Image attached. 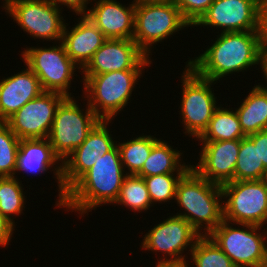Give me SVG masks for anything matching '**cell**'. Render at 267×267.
<instances>
[{
	"mask_svg": "<svg viewBox=\"0 0 267 267\" xmlns=\"http://www.w3.org/2000/svg\"><path fill=\"white\" fill-rule=\"evenodd\" d=\"M197 164L191 167L209 182L223 185L234 181V171L240 149V140L200 142Z\"/></svg>",
	"mask_w": 267,
	"mask_h": 267,
	"instance_id": "18",
	"label": "cell"
},
{
	"mask_svg": "<svg viewBox=\"0 0 267 267\" xmlns=\"http://www.w3.org/2000/svg\"><path fill=\"white\" fill-rule=\"evenodd\" d=\"M247 137L254 144H258L259 160H262L264 167L267 168V129L249 134Z\"/></svg>",
	"mask_w": 267,
	"mask_h": 267,
	"instance_id": "34",
	"label": "cell"
},
{
	"mask_svg": "<svg viewBox=\"0 0 267 267\" xmlns=\"http://www.w3.org/2000/svg\"><path fill=\"white\" fill-rule=\"evenodd\" d=\"M77 101L72 96L59 104L47 138L62 162L85 141L100 121L88 104L83 110Z\"/></svg>",
	"mask_w": 267,
	"mask_h": 267,
	"instance_id": "7",
	"label": "cell"
},
{
	"mask_svg": "<svg viewBox=\"0 0 267 267\" xmlns=\"http://www.w3.org/2000/svg\"><path fill=\"white\" fill-rule=\"evenodd\" d=\"M159 140L154 135H137L130 140L117 141L120 159L127 175H136L150 155L153 145ZM125 141V142H124ZM119 142V143H118ZM127 168V169H126Z\"/></svg>",
	"mask_w": 267,
	"mask_h": 267,
	"instance_id": "25",
	"label": "cell"
},
{
	"mask_svg": "<svg viewBox=\"0 0 267 267\" xmlns=\"http://www.w3.org/2000/svg\"><path fill=\"white\" fill-rule=\"evenodd\" d=\"M200 236L186 219L171 214L142 236L140 247L151 253H162L163 257L160 256L157 262H188L184 250L188 251L187 254L191 252Z\"/></svg>",
	"mask_w": 267,
	"mask_h": 267,
	"instance_id": "12",
	"label": "cell"
},
{
	"mask_svg": "<svg viewBox=\"0 0 267 267\" xmlns=\"http://www.w3.org/2000/svg\"><path fill=\"white\" fill-rule=\"evenodd\" d=\"M182 73L180 122L185 129L184 134L195 140L208 127L214 112L220 106L212 88L217 82L199 76L187 64Z\"/></svg>",
	"mask_w": 267,
	"mask_h": 267,
	"instance_id": "6",
	"label": "cell"
},
{
	"mask_svg": "<svg viewBox=\"0 0 267 267\" xmlns=\"http://www.w3.org/2000/svg\"><path fill=\"white\" fill-rule=\"evenodd\" d=\"M15 226L6 217L0 214V247L6 248L13 237Z\"/></svg>",
	"mask_w": 267,
	"mask_h": 267,
	"instance_id": "35",
	"label": "cell"
},
{
	"mask_svg": "<svg viewBox=\"0 0 267 267\" xmlns=\"http://www.w3.org/2000/svg\"><path fill=\"white\" fill-rule=\"evenodd\" d=\"M173 202L184 210L175 215L186 219L201 236L209 235L224 220L221 185L209 182L192 167L179 180Z\"/></svg>",
	"mask_w": 267,
	"mask_h": 267,
	"instance_id": "3",
	"label": "cell"
},
{
	"mask_svg": "<svg viewBox=\"0 0 267 267\" xmlns=\"http://www.w3.org/2000/svg\"><path fill=\"white\" fill-rule=\"evenodd\" d=\"M6 15L34 39L62 40L65 23L61 9L50 0H2Z\"/></svg>",
	"mask_w": 267,
	"mask_h": 267,
	"instance_id": "10",
	"label": "cell"
},
{
	"mask_svg": "<svg viewBox=\"0 0 267 267\" xmlns=\"http://www.w3.org/2000/svg\"><path fill=\"white\" fill-rule=\"evenodd\" d=\"M216 36L203 53L186 62L199 76L220 82L229 74L259 65V31L218 32Z\"/></svg>",
	"mask_w": 267,
	"mask_h": 267,
	"instance_id": "1",
	"label": "cell"
},
{
	"mask_svg": "<svg viewBox=\"0 0 267 267\" xmlns=\"http://www.w3.org/2000/svg\"><path fill=\"white\" fill-rule=\"evenodd\" d=\"M260 2L261 0H214L193 28L216 27L221 33L259 31Z\"/></svg>",
	"mask_w": 267,
	"mask_h": 267,
	"instance_id": "13",
	"label": "cell"
},
{
	"mask_svg": "<svg viewBox=\"0 0 267 267\" xmlns=\"http://www.w3.org/2000/svg\"><path fill=\"white\" fill-rule=\"evenodd\" d=\"M50 47H26L21 55L22 61L38 77L43 91L57 92L66 97L70 93L71 81L75 78L78 67L67 55L62 42ZM69 91V92H68Z\"/></svg>",
	"mask_w": 267,
	"mask_h": 267,
	"instance_id": "8",
	"label": "cell"
},
{
	"mask_svg": "<svg viewBox=\"0 0 267 267\" xmlns=\"http://www.w3.org/2000/svg\"><path fill=\"white\" fill-rule=\"evenodd\" d=\"M85 14L107 39H132L135 1L126 5L117 0H93Z\"/></svg>",
	"mask_w": 267,
	"mask_h": 267,
	"instance_id": "19",
	"label": "cell"
},
{
	"mask_svg": "<svg viewBox=\"0 0 267 267\" xmlns=\"http://www.w3.org/2000/svg\"><path fill=\"white\" fill-rule=\"evenodd\" d=\"M189 254L191 256V262L188 261L189 266L192 263L191 265L195 267H235L232 260L208 235L200 236Z\"/></svg>",
	"mask_w": 267,
	"mask_h": 267,
	"instance_id": "29",
	"label": "cell"
},
{
	"mask_svg": "<svg viewBox=\"0 0 267 267\" xmlns=\"http://www.w3.org/2000/svg\"><path fill=\"white\" fill-rule=\"evenodd\" d=\"M132 39H107L81 70L84 75H98L121 70H143L152 65Z\"/></svg>",
	"mask_w": 267,
	"mask_h": 267,
	"instance_id": "16",
	"label": "cell"
},
{
	"mask_svg": "<svg viewBox=\"0 0 267 267\" xmlns=\"http://www.w3.org/2000/svg\"><path fill=\"white\" fill-rule=\"evenodd\" d=\"M190 26L173 0L135 2L132 40L148 57L153 45Z\"/></svg>",
	"mask_w": 267,
	"mask_h": 267,
	"instance_id": "5",
	"label": "cell"
},
{
	"mask_svg": "<svg viewBox=\"0 0 267 267\" xmlns=\"http://www.w3.org/2000/svg\"><path fill=\"white\" fill-rule=\"evenodd\" d=\"M20 139L6 122H0V177L15 176Z\"/></svg>",
	"mask_w": 267,
	"mask_h": 267,
	"instance_id": "31",
	"label": "cell"
},
{
	"mask_svg": "<svg viewBox=\"0 0 267 267\" xmlns=\"http://www.w3.org/2000/svg\"><path fill=\"white\" fill-rule=\"evenodd\" d=\"M49 169H52L53 176L57 179L56 182L59 188L55 207L60 208L66 198V192L62 184L61 159L54 153L47 138L21 139L19 142L15 175L22 171V173H36L40 176V174L46 173Z\"/></svg>",
	"mask_w": 267,
	"mask_h": 267,
	"instance_id": "17",
	"label": "cell"
},
{
	"mask_svg": "<svg viewBox=\"0 0 267 267\" xmlns=\"http://www.w3.org/2000/svg\"><path fill=\"white\" fill-rule=\"evenodd\" d=\"M66 98L57 92H42L28 101L6 123L21 139L48 138L59 104Z\"/></svg>",
	"mask_w": 267,
	"mask_h": 267,
	"instance_id": "14",
	"label": "cell"
},
{
	"mask_svg": "<svg viewBox=\"0 0 267 267\" xmlns=\"http://www.w3.org/2000/svg\"><path fill=\"white\" fill-rule=\"evenodd\" d=\"M266 223H267V221H266ZM263 229H265L266 231H267V225L266 226H264V228Z\"/></svg>",
	"mask_w": 267,
	"mask_h": 267,
	"instance_id": "42",
	"label": "cell"
},
{
	"mask_svg": "<svg viewBox=\"0 0 267 267\" xmlns=\"http://www.w3.org/2000/svg\"><path fill=\"white\" fill-rule=\"evenodd\" d=\"M135 2H154V1H169V0H134Z\"/></svg>",
	"mask_w": 267,
	"mask_h": 267,
	"instance_id": "40",
	"label": "cell"
},
{
	"mask_svg": "<svg viewBox=\"0 0 267 267\" xmlns=\"http://www.w3.org/2000/svg\"><path fill=\"white\" fill-rule=\"evenodd\" d=\"M143 71V72H142ZM144 70H121L83 75L84 101L100 120H113L131 101ZM86 96V97H85ZM87 98V99H85Z\"/></svg>",
	"mask_w": 267,
	"mask_h": 267,
	"instance_id": "4",
	"label": "cell"
},
{
	"mask_svg": "<svg viewBox=\"0 0 267 267\" xmlns=\"http://www.w3.org/2000/svg\"><path fill=\"white\" fill-rule=\"evenodd\" d=\"M261 267H267V231H266V238L264 243V259Z\"/></svg>",
	"mask_w": 267,
	"mask_h": 267,
	"instance_id": "39",
	"label": "cell"
},
{
	"mask_svg": "<svg viewBox=\"0 0 267 267\" xmlns=\"http://www.w3.org/2000/svg\"><path fill=\"white\" fill-rule=\"evenodd\" d=\"M183 18L191 27L209 9L214 0H173Z\"/></svg>",
	"mask_w": 267,
	"mask_h": 267,
	"instance_id": "32",
	"label": "cell"
},
{
	"mask_svg": "<svg viewBox=\"0 0 267 267\" xmlns=\"http://www.w3.org/2000/svg\"><path fill=\"white\" fill-rule=\"evenodd\" d=\"M184 174L185 173H167L143 177L153 207L154 204L157 203L162 204L170 200H175L177 184Z\"/></svg>",
	"mask_w": 267,
	"mask_h": 267,
	"instance_id": "30",
	"label": "cell"
},
{
	"mask_svg": "<svg viewBox=\"0 0 267 267\" xmlns=\"http://www.w3.org/2000/svg\"><path fill=\"white\" fill-rule=\"evenodd\" d=\"M126 176L116 144L66 192L60 208L83 217L97 207L114 204Z\"/></svg>",
	"mask_w": 267,
	"mask_h": 267,
	"instance_id": "2",
	"label": "cell"
},
{
	"mask_svg": "<svg viewBox=\"0 0 267 267\" xmlns=\"http://www.w3.org/2000/svg\"><path fill=\"white\" fill-rule=\"evenodd\" d=\"M18 176L0 177V214L15 225V217L25 209L26 197ZM20 181V182H19Z\"/></svg>",
	"mask_w": 267,
	"mask_h": 267,
	"instance_id": "27",
	"label": "cell"
},
{
	"mask_svg": "<svg viewBox=\"0 0 267 267\" xmlns=\"http://www.w3.org/2000/svg\"><path fill=\"white\" fill-rule=\"evenodd\" d=\"M235 108L240 126L247 136L267 129V89L255 85Z\"/></svg>",
	"mask_w": 267,
	"mask_h": 267,
	"instance_id": "23",
	"label": "cell"
},
{
	"mask_svg": "<svg viewBox=\"0 0 267 267\" xmlns=\"http://www.w3.org/2000/svg\"><path fill=\"white\" fill-rule=\"evenodd\" d=\"M116 204L131 209L135 213L150 210L153 205L144 179L137 175H127L114 205Z\"/></svg>",
	"mask_w": 267,
	"mask_h": 267,
	"instance_id": "28",
	"label": "cell"
},
{
	"mask_svg": "<svg viewBox=\"0 0 267 267\" xmlns=\"http://www.w3.org/2000/svg\"><path fill=\"white\" fill-rule=\"evenodd\" d=\"M77 20L72 28L65 25L61 42L67 55L82 70L107 38L86 15Z\"/></svg>",
	"mask_w": 267,
	"mask_h": 267,
	"instance_id": "21",
	"label": "cell"
},
{
	"mask_svg": "<svg viewBox=\"0 0 267 267\" xmlns=\"http://www.w3.org/2000/svg\"><path fill=\"white\" fill-rule=\"evenodd\" d=\"M262 180L267 184V168L265 169V173Z\"/></svg>",
	"mask_w": 267,
	"mask_h": 267,
	"instance_id": "41",
	"label": "cell"
},
{
	"mask_svg": "<svg viewBox=\"0 0 267 267\" xmlns=\"http://www.w3.org/2000/svg\"><path fill=\"white\" fill-rule=\"evenodd\" d=\"M265 169L262 160H259L258 144H254L247 136L240 139L234 181L261 180Z\"/></svg>",
	"mask_w": 267,
	"mask_h": 267,
	"instance_id": "26",
	"label": "cell"
},
{
	"mask_svg": "<svg viewBox=\"0 0 267 267\" xmlns=\"http://www.w3.org/2000/svg\"><path fill=\"white\" fill-rule=\"evenodd\" d=\"M223 218L234 224L264 227L267 221V184L261 180L231 181L221 185Z\"/></svg>",
	"mask_w": 267,
	"mask_h": 267,
	"instance_id": "9",
	"label": "cell"
},
{
	"mask_svg": "<svg viewBox=\"0 0 267 267\" xmlns=\"http://www.w3.org/2000/svg\"><path fill=\"white\" fill-rule=\"evenodd\" d=\"M220 106L214 112L208 127L197 138L200 142L240 140L246 135L243 133L237 112L233 107Z\"/></svg>",
	"mask_w": 267,
	"mask_h": 267,
	"instance_id": "24",
	"label": "cell"
},
{
	"mask_svg": "<svg viewBox=\"0 0 267 267\" xmlns=\"http://www.w3.org/2000/svg\"><path fill=\"white\" fill-rule=\"evenodd\" d=\"M111 122L112 120H100L85 141L62 162V184L65 192L117 144L108 129Z\"/></svg>",
	"mask_w": 267,
	"mask_h": 267,
	"instance_id": "15",
	"label": "cell"
},
{
	"mask_svg": "<svg viewBox=\"0 0 267 267\" xmlns=\"http://www.w3.org/2000/svg\"><path fill=\"white\" fill-rule=\"evenodd\" d=\"M188 262H157L155 267H188ZM190 267V266H189Z\"/></svg>",
	"mask_w": 267,
	"mask_h": 267,
	"instance_id": "38",
	"label": "cell"
},
{
	"mask_svg": "<svg viewBox=\"0 0 267 267\" xmlns=\"http://www.w3.org/2000/svg\"><path fill=\"white\" fill-rule=\"evenodd\" d=\"M259 66L261 69V74L263 73V78L266 79L265 81V86L263 84L260 85V87L266 88L267 89V43L261 42L260 44V50H259Z\"/></svg>",
	"mask_w": 267,
	"mask_h": 267,
	"instance_id": "37",
	"label": "cell"
},
{
	"mask_svg": "<svg viewBox=\"0 0 267 267\" xmlns=\"http://www.w3.org/2000/svg\"><path fill=\"white\" fill-rule=\"evenodd\" d=\"M183 153L173 149L168 141L161 138L153 145L150 155L136 175L143 178L167 173H186L191 168V163L186 164L181 159Z\"/></svg>",
	"mask_w": 267,
	"mask_h": 267,
	"instance_id": "22",
	"label": "cell"
},
{
	"mask_svg": "<svg viewBox=\"0 0 267 267\" xmlns=\"http://www.w3.org/2000/svg\"><path fill=\"white\" fill-rule=\"evenodd\" d=\"M223 220L208 236L232 260L235 267H261L264 259V227ZM242 226L240 228V226Z\"/></svg>",
	"mask_w": 267,
	"mask_h": 267,
	"instance_id": "11",
	"label": "cell"
},
{
	"mask_svg": "<svg viewBox=\"0 0 267 267\" xmlns=\"http://www.w3.org/2000/svg\"><path fill=\"white\" fill-rule=\"evenodd\" d=\"M24 66L26 69L0 80V122H6L28 101L44 92L38 77Z\"/></svg>",
	"mask_w": 267,
	"mask_h": 267,
	"instance_id": "20",
	"label": "cell"
},
{
	"mask_svg": "<svg viewBox=\"0 0 267 267\" xmlns=\"http://www.w3.org/2000/svg\"><path fill=\"white\" fill-rule=\"evenodd\" d=\"M259 34L261 42L267 43V0L260 2Z\"/></svg>",
	"mask_w": 267,
	"mask_h": 267,
	"instance_id": "36",
	"label": "cell"
},
{
	"mask_svg": "<svg viewBox=\"0 0 267 267\" xmlns=\"http://www.w3.org/2000/svg\"><path fill=\"white\" fill-rule=\"evenodd\" d=\"M52 3H54L59 9L62 10V6H66L67 9L71 10L70 12H75L77 16L79 15H85L88 11L87 5L92 3V0H50ZM61 6V8H60Z\"/></svg>",
	"mask_w": 267,
	"mask_h": 267,
	"instance_id": "33",
	"label": "cell"
}]
</instances>
